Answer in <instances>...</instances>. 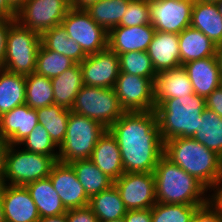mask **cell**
<instances>
[{
	"label": "cell",
	"instance_id": "cell-23",
	"mask_svg": "<svg viewBox=\"0 0 222 222\" xmlns=\"http://www.w3.org/2000/svg\"><path fill=\"white\" fill-rule=\"evenodd\" d=\"M190 26L204 33L217 46L222 44V16L218 4L194 0Z\"/></svg>",
	"mask_w": 222,
	"mask_h": 222
},
{
	"label": "cell",
	"instance_id": "cell-13",
	"mask_svg": "<svg viewBox=\"0 0 222 222\" xmlns=\"http://www.w3.org/2000/svg\"><path fill=\"white\" fill-rule=\"evenodd\" d=\"M150 19L156 31L179 34L190 26L194 0H149Z\"/></svg>",
	"mask_w": 222,
	"mask_h": 222
},
{
	"label": "cell",
	"instance_id": "cell-38",
	"mask_svg": "<svg viewBox=\"0 0 222 222\" xmlns=\"http://www.w3.org/2000/svg\"><path fill=\"white\" fill-rule=\"evenodd\" d=\"M22 145L25 151L51 156L58 161V147L51 140L47 130L40 123H38L31 133L18 144L20 147Z\"/></svg>",
	"mask_w": 222,
	"mask_h": 222
},
{
	"label": "cell",
	"instance_id": "cell-28",
	"mask_svg": "<svg viewBox=\"0 0 222 222\" xmlns=\"http://www.w3.org/2000/svg\"><path fill=\"white\" fill-rule=\"evenodd\" d=\"M88 207L96 215L98 221L121 219L128 211L114 184L108 189L92 196L89 199Z\"/></svg>",
	"mask_w": 222,
	"mask_h": 222
},
{
	"label": "cell",
	"instance_id": "cell-25",
	"mask_svg": "<svg viewBox=\"0 0 222 222\" xmlns=\"http://www.w3.org/2000/svg\"><path fill=\"white\" fill-rule=\"evenodd\" d=\"M37 206L40 219L65 214L68 210L63 205L49 177L39 179L25 186Z\"/></svg>",
	"mask_w": 222,
	"mask_h": 222
},
{
	"label": "cell",
	"instance_id": "cell-4",
	"mask_svg": "<svg viewBox=\"0 0 222 222\" xmlns=\"http://www.w3.org/2000/svg\"><path fill=\"white\" fill-rule=\"evenodd\" d=\"M205 108V97L195 93L165 99L155 105L154 111L163 142L177 137H193Z\"/></svg>",
	"mask_w": 222,
	"mask_h": 222
},
{
	"label": "cell",
	"instance_id": "cell-39",
	"mask_svg": "<svg viewBox=\"0 0 222 222\" xmlns=\"http://www.w3.org/2000/svg\"><path fill=\"white\" fill-rule=\"evenodd\" d=\"M149 0H131L118 26L151 24Z\"/></svg>",
	"mask_w": 222,
	"mask_h": 222
},
{
	"label": "cell",
	"instance_id": "cell-52",
	"mask_svg": "<svg viewBox=\"0 0 222 222\" xmlns=\"http://www.w3.org/2000/svg\"><path fill=\"white\" fill-rule=\"evenodd\" d=\"M0 222H6L2 203V185L0 186Z\"/></svg>",
	"mask_w": 222,
	"mask_h": 222
},
{
	"label": "cell",
	"instance_id": "cell-8",
	"mask_svg": "<svg viewBox=\"0 0 222 222\" xmlns=\"http://www.w3.org/2000/svg\"><path fill=\"white\" fill-rule=\"evenodd\" d=\"M17 147L18 145H10L8 148L4 184L26 186L49 177L52 167L57 162L53 157L31 153L20 149V146Z\"/></svg>",
	"mask_w": 222,
	"mask_h": 222
},
{
	"label": "cell",
	"instance_id": "cell-17",
	"mask_svg": "<svg viewBox=\"0 0 222 222\" xmlns=\"http://www.w3.org/2000/svg\"><path fill=\"white\" fill-rule=\"evenodd\" d=\"M155 32L152 24L114 27L108 32V48L116 54L147 51Z\"/></svg>",
	"mask_w": 222,
	"mask_h": 222
},
{
	"label": "cell",
	"instance_id": "cell-37",
	"mask_svg": "<svg viewBox=\"0 0 222 222\" xmlns=\"http://www.w3.org/2000/svg\"><path fill=\"white\" fill-rule=\"evenodd\" d=\"M120 72L150 78L154 81L157 76L147 51H131L118 54Z\"/></svg>",
	"mask_w": 222,
	"mask_h": 222
},
{
	"label": "cell",
	"instance_id": "cell-19",
	"mask_svg": "<svg viewBox=\"0 0 222 222\" xmlns=\"http://www.w3.org/2000/svg\"><path fill=\"white\" fill-rule=\"evenodd\" d=\"M194 94V89L185 68L179 67L161 71L153 81V100L159 105L165 99L181 98Z\"/></svg>",
	"mask_w": 222,
	"mask_h": 222
},
{
	"label": "cell",
	"instance_id": "cell-42",
	"mask_svg": "<svg viewBox=\"0 0 222 222\" xmlns=\"http://www.w3.org/2000/svg\"><path fill=\"white\" fill-rule=\"evenodd\" d=\"M206 108L222 118V86L216 88L205 98Z\"/></svg>",
	"mask_w": 222,
	"mask_h": 222
},
{
	"label": "cell",
	"instance_id": "cell-36",
	"mask_svg": "<svg viewBox=\"0 0 222 222\" xmlns=\"http://www.w3.org/2000/svg\"><path fill=\"white\" fill-rule=\"evenodd\" d=\"M200 206L157 202L151 208L152 222H191Z\"/></svg>",
	"mask_w": 222,
	"mask_h": 222
},
{
	"label": "cell",
	"instance_id": "cell-6",
	"mask_svg": "<svg viewBox=\"0 0 222 222\" xmlns=\"http://www.w3.org/2000/svg\"><path fill=\"white\" fill-rule=\"evenodd\" d=\"M40 46V34L22 26L15 19L7 32L3 69L24 76L33 73Z\"/></svg>",
	"mask_w": 222,
	"mask_h": 222
},
{
	"label": "cell",
	"instance_id": "cell-29",
	"mask_svg": "<svg viewBox=\"0 0 222 222\" xmlns=\"http://www.w3.org/2000/svg\"><path fill=\"white\" fill-rule=\"evenodd\" d=\"M69 164L89 199L114 184V180L104 174L90 159L75 160Z\"/></svg>",
	"mask_w": 222,
	"mask_h": 222
},
{
	"label": "cell",
	"instance_id": "cell-33",
	"mask_svg": "<svg viewBox=\"0 0 222 222\" xmlns=\"http://www.w3.org/2000/svg\"><path fill=\"white\" fill-rule=\"evenodd\" d=\"M131 0H99L85 10L91 18L107 32L117 27Z\"/></svg>",
	"mask_w": 222,
	"mask_h": 222
},
{
	"label": "cell",
	"instance_id": "cell-45",
	"mask_svg": "<svg viewBox=\"0 0 222 222\" xmlns=\"http://www.w3.org/2000/svg\"><path fill=\"white\" fill-rule=\"evenodd\" d=\"M15 19H1L0 18V69L3 68V62L5 59L7 32L9 25Z\"/></svg>",
	"mask_w": 222,
	"mask_h": 222
},
{
	"label": "cell",
	"instance_id": "cell-3",
	"mask_svg": "<svg viewBox=\"0 0 222 222\" xmlns=\"http://www.w3.org/2000/svg\"><path fill=\"white\" fill-rule=\"evenodd\" d=\"M156 202L165 204L205 205L208 189L164 155L153 172Z\"/></svg>",
	"mask_w": 222,
	"mask_h": 222
},
{
	"label": "cell",
	"instance_id": "cell-41",
	"mask_svg": "<svg viewBox=\"0 0 222 222\" xmlns=\"http://www.w3.org/2000/svg\"><path fill=\"white\" fill-rule=\"evenodd\" d=\"M191 222H222V218L208 202L196 210Z\"/></svg>",
	"mask_w": 222,
	"mask_h": 222
},
{
	"label": "cell",
	"instance_id": "cell-35",
	"mask_svg": "<svg viewBox=\"0 0 222 222\" xmlns=\"http://www.w3.org/2000/svg\"><path fill=\"white\" fill-rule=\"evenodd\" d=\"M76 63L70 58L52 50L46 49L42 44L37 53L35 73L49 79L57 77Z\"/></svg>",
	"mask_w": 222,
	"mask_h": 222
},
{
	"label": "cell",
	"instance_id": "cell-11",
	"mask_svg": "<svg viewBox=\"0 0 222 222\" xmlns=\"http://www.w3.org/2000/svg\"><path fill=\"white\" fill-rule=\"evenodd\" d=\"M114 185L127 210L151 209L157 203L153 173L124 172Z\"/></svg>",
	"mask_w": 222,
	"mask_h": 222
},
{
	"label": "cell",
	"instance_id": "cell-53",
	"mask_svg": "<svg viewBox=\"0 0 222 222\" xmlns=\"http://www.w3.org/2000/svg\"><path fill=\"white\" fill-rule=\"evenodd\" d=\"M198 1H203V2H209V3L218 4L221 0H198Z\"/></svg>",
	"mask_w": 222,
	"mask_h": 222
},
{
	"label": "cell",
	"instance_id": "cell-47",
	"mask_svg": "<svg viewBox=\"0 0 222 222\" xmlns=\"http://www.w3.org/2000/svg\"><path fill=\"white\" fill-rule=\"evenodd\" d=\"M0 18L16 19V12L9 6L6 0H0Z\"/></svg>",
	"mask_w": 222,
	"mask_h": 222
},
{
	"label": "cell",
	"instance_id": "cell-24",
	"mask_svg": "<svg viewBox=\"0 0 222 222\" xmlns=\"http://www.w3.org/2000/svg\"><path fill=\"white\" fill-rule=\"evenodd\" d=\"M181 65L216 56L217 45L204 33L189 26L178 34Z\"/></svg>",
	"mask_w": 222,
	"mask_h": 222
},
{
	"label": "cell",
	"instance_id": "cell-2",
	"mask_svg": "<svg viewBox=\"0 0 222 222\" xmlns=\"http://www.w3.org/2000/svg\"><path fill=\"white\" fill-rule=\"evenodd\" d=\"M208 190L222 179V157L194 138L177 137L164 142V154Z\"/></svg>",
	"mask_w": 222,
	"mask_h": 222
},
{
	"label": "cell",
	"instance_id": "cell-30",
	"mask_svg": "<svg viewBox=\"0 0 222 222\" xmlns=\"http://www.w3.org/2000/svg\"><path fill=\"white\" fill-rule=\"evenodd\" d=\"M25 76L0 69V116L25 104Z\"/></svg>",
	"mask_w": 222,
	"mask_h": 222
},
{
	"label": "cell",
	"instance_id": "cell-1",
	"mask_svg": "<svg viewBox=\"0 0 222 222\" xmlns=\"http://www.w3.org/2000/svg\"><path fill=\"white\" fill-rule=\"evenodd\" d=\"M108 131L119 145L124 172H154L164 154L155 111L125 112Z\"/></svg>",
	"mask_w": 222,
	"mask_h": 222
},
{
	"label": "cell",
	"instance_id": "cell-27",
	"mask_svg": "<svg viewBox=\"0 0 222 222\" xmlns=\"http://www.w3.org/2000/svg\"><path fill=\"white\" fill-rule=\"evenodd\" d=\"M40 36L41 44L46 49L64 55L76 64H80L87 57L81 46L68 36L61 24L44 31Z\"/></svg>",
	"mask_w": 222,
	"mask_h": 222
},
{
	"label": "cell",
	"instance_id": "cell-22",
	"mask_svg": "<svg viewBox=\"0 0 222 222\" xmlns=\"http://www.w3.org/2000/svg\"><path fill=\"white\" fill-rule=\"evenodd\" d=\"M90 160L114 181L124 173L119 145L108 130L96 143Z\"/></svg>",
	"mask_w": 222,
	"mask_h": 222
},
{
	"label": "cell",
	"instance_id": "cell-46",
	"mask_svg": "<svg viewBox=\"0 0 222 222\" xmlns=\"http://www.w3.org/2000/svg\"><path fill=\"white\" fill-rule=\"evenodd\" d=\"M10 143L0 137V186L4 184L6 170V156Z\"/></svg>",
	"mask_w": 222,
	"mask_h": 222
},
{
	"label": "cell",
	"instance_id": "cell-18",
	"mask_svg": "<svg viewBox=\"0 0 222 222\" xmlns=\"http://www.w3.org/2000/svg\"><path fill=\"white\" fill-rule=\"evenodd\" d=\"M38 124L36 109L27 104L15 107L0 116V137L10 145H18Z\"/></svg>",
	"mask_w": 222,
	"mask_h": 222
},
{
	"label": "cell",
	"instance_id": "cell-12",
	"mask_svg": "<svg viewBox=\"0 0 222 222\" xmlns=\"http://www.w3.org/2000/svg\"><path fill=\"white\" fill-rule=\"evenodd\" d=\"M114 90L126 112L155 110L150 78L120 72Z\"/></svg>",
	"mask_w": 222,
	"mask_h": 222
},
{
	"label": "cell",
	"instance_id": "cell-5",
	"mask_svg": "<svg viewBox=\"0 0 222 222\" xmlns=\"http://www.w3.org/2000/svg\"><path fill=\"white\" fill-rule=\"evenodd\" d=\"M107 130L99 122L70 111L66 136L58 148V161L90 159L96 143Z\"/></svg>",
	"mask_w": 222,
	"mask_h": 222
},
{
	"label": "cell",
	"instance_id": "cell-34",
	"mask_svg": "<svg viewBox=\"0 0 222 222\" xmlns=\"http://www.w3.org/2000/svg\"><path fill=\"white\" fill-rule=\"evenodd\" d=\"M25 104L38 109L54 104L51 79L35 72L25 76Z\"/></svg>",
	"mask_w": 222,
	"mask_h": 222
},
{
	"label": "cell",
	"instance_id": "cell-21",
	"mask_svg": "<svg viewBox=\"0 0 222 222\" xmlns=\"http://www.w3.org/2000/svg\"><path fill=\"white\" fill-rule=\"evenodd\" d=\"M182 66L198 96L206 98L221 86V71L216 56L187 62Z\"/></svg>",
	"mask_w": 222,
	"mask_h": 222
},
{
	"label": "cell",
	"instance_id": "cell-43",
	"mask_svg": "<svg viewBox=\"0 0 222 222\" xmlns=\"http://www.w3.org/2000/svg\"><path fill=\"white\" fill-rule=\"evenodd\" d=\"M211 191L213 193L208 194V202L222 218V179L209 192Z\"/></svg>",
	"mask_w": 222,
	"mask_h": 222
},
{
	"label": "cell",
	"instance_id": "cell-9",
	"mask_svg": "<svg viewBox=\"0 0 222 222\" xmlns=\"http://www.w3.org/2000/svg\"><path fill=\"white\" fill-rule=\"evenodd\" d=\"M68 36L77 42L86 55L108 48V32L99 26L85 9L70 8L61 21Z\"/></svg>",
	"mask_w": 222,
	"mask_h": 222
},
{
	"label": "cell",
	"instance_id": "cell-54",
	"mask_svg": "<svg viewBox=\"0 0 222 222\" xmlns=\"http://www.w3.org/2000/svg\"><path fill=\"white\" fill-rule=\"evenodd\" d=\"M99 222H124L123 218L111 221H99Z\"/></svg>",
	"mask_w": 222,
	"mask_h": 222
},
{
	"label": "cell",
	"instance_id": "cell-32",
	"mask_svg": "<svg viewBox=\"0 0 222 222\" xmlns=\"http://www.w3.org/2000/svg\"><path fill=\"white\" fill-rule=\"evenodd\" d=\"M192 138L222 157V118L205 108Z\"/></svg>",
	"mask_w": 222,
	"mask_h": 222
},
{
	"label": "cell",
	"instance_id": "cell-31",
	"mask_svg": "<svg viewBox=\"0 0 222 222\" xmlns=\"http://www.w3.org/2000/svg\"><path fill=\"white\" fill-rule=\"evenodd\" d=\"M70 111L57 104L36 109L38 123L47 130L51 140L58 148L66 136Z\"/></svg>",
	"mask_w": 222,
	"mask_h": 222
},
{
	"label": "cell",
	"instance_id": "cell-7",
	"mask_svg": "<svg viewBox=\"0 0 222 222\" xmlns=\"http://www.w3.org/2000/svg\"><path fill=\"white\" fill-rule=\"evenodd\" d=\"M71 111L99 122L107 129L126 112L114 88L88 85L79 90Z\"/></svg>",
	"mask_w": 222,
	"mask_h": 222
},
{
	"label": "cell",
	"instance_id": "cell-55",
	"mask_svg": "<svg viewBox=\"0 0 222 222\" xmlns=\"http://www.w3.org/2000/svg\"><path fill=\"white\" fill-rule=\"evenodd\" d=\"M219 9H220V14L222 16V0L218 3Z\"/></svg>",
	"mask_w": 222,
	"mask_h": 222
},
{
	"label": "cell",
	"instance_id": "cell-40",
	"mask_svg": "<svg viewBox=\"0 0 222 222\" xmlns=\"http://www.w3.org/2000/svg\"><path fill=\"white\" fill-rule=\"evenodd\" d=\"M66 219L67 222H99L88 206L68 210L66 212Z\"/></svg>",
	"mask_w": 222,
	"mask_h": 222
},
{
	"label": "cell",
	"instance_id": "cell-49",
	"mask_svg": "<svg viewBox=\"0 0 222 222\" xmlns=\"http://www.w3.org/2000/svg\"><path fill=\"white\" fill-rule=\"evenodd\" d=\"M38 222H67L66 213L59 216L44 217Z\"/></svg>",
	"mask_w": 222,
	"mask_h": 222
},
{
	"label": "cell",
	"instance_id": "cell-15",
	"mask_svg": "<svg viewBox=\"0 0 222 222\" xmlns=\"http://www.w3.org/2000/svg\"><path fill=\"white\" fill-rule=\"evenodd\" d=\"M49 178L67 210L88 206L89 198L69 163L57 161Z\"/></svg>",
	"mask_w": 222,
	"mask_h": 222
},
{
	"label": "cell",
	"instance_id": "cell-50",
	"mask_svg": "<svg viewBox=\"0 0 222 222\" xmlns=\"http://www.w3.org/2000/svg\"><path fill=\"white\" fill-rule=\"evenodd\" d=\"M9 6L17 12L25 3L27 0H6Z\"/></svg>",
	"mask_w": 222,
	"mask_h": 222
},
{
	"label": "cell",
	"instance_id": "cell-26",
	"mask_svg": "<svg viewBox=\"0 0 222 222\" xmlns=\"http://www.w3.org/2000/svg\"><path fill=\"white\" fill-rule=\"evenodd\" d=\"M51 83L54 93V104L71 110L76 95L84 86L80 65L75 64L62 74L52 78Z\"/></svg>",
	"mask_w": 222,
	"mask_h": 222
},
{
	"label": "cell",
	"instance_id": "cell-14",
	"mask_svg": "<svg viewBox=\"0 0 222 222\" xmlns=\"http://www.w3.org/2000/svg\"><path fill=\"white\" fill-rule=\"evenodd\" d=\"M79 65L84 85L114 88L120 73V60L119 55L109 48L87 55Z\"/></svg>",
	"mask_w": 222,
	"mask_h": 222
},
{
	"label": "cell",
	"instance_id": "cell-44",
	"mask_svg": "<svg viewBox=\"0 0 222 222\" xmlns=\"http://www.w3.org/2000/svg\"><path fill=\"white\" fill-rule=\"evenodd\" d=\"M124 222H152L151 209L128 210Z\"/></svg>",
	"mask_w": 222,
	"mask_h": 222
},
{
	"label": "cell",
	"instance_id": "cell-16",
	"mask_svg": "<svg viewBox=\"0 0 222 222\" xmlns=\"http://www.w3.org/2000/svg\"><path fill=\"white\" fill-rule=\"evenodd\" d=\"M2 203L6 222H38L40 215L25 186L2 185Z\"/></svg>",
	"mask_w": 222,
	"mask_h": 222
},
{
	"label": "cell",
	"instance_id": "cell-20",
	"mask_svg": "<svg viewBox=\"0 0 222 222\" xmlns=\"http://www.w3.org/2000/svg\"><path fill=\"white\" fill-rule=\"evenodd\" d=\"M147 53L156 73L181 66L178 34L156 31Z\"/></svg>",
	"mask_w": 222,
	"mask_h": 222
},
{
	"label": "cell",
	"instance_id": "cell-10",
	"mask_svg": "<svg viewBox=\"0 0 222 222\" xmlns=\"http://www.w3.org/2000/svg\"><path fill=\"white\" fill-rule=\"evenodd\" d=\"M70 8V0H27L16 12V20L41 35L60 25Z\"/></svg>",
	"mask_w": 222,
	"mask_h": 222
},
{
	"label": "cell",
	"instance_id": "cell-48",
	"mask_svg": "<svg viewBox=\"0 0 222 222\" xmlns=\"http://www.w3.org/2000/svg\"><path fill=\"white\" fill-rule=\"evenodd\" d=\"M99 0H70V5L74 9H86L91 4L98 2Z\"/></svg>",
	"mask_w": 222,
	"mask_h": 222
},
{
	"label": "cell",
	"instance_id": "cell-51",
	"mask_svg": "<svg viewBox=\"0 0 222 222\" xmlns=\"http://www.w3.org/2000/svg\"><path fill=\"white\" fill-rule=\"evenodd\" d=\"M216 58L218 61L219 69L222 73V44L218 45L216 48Z\"/></svg>",
	"mask_w": 222,
	"mask_h": 222
}]
</instances>
